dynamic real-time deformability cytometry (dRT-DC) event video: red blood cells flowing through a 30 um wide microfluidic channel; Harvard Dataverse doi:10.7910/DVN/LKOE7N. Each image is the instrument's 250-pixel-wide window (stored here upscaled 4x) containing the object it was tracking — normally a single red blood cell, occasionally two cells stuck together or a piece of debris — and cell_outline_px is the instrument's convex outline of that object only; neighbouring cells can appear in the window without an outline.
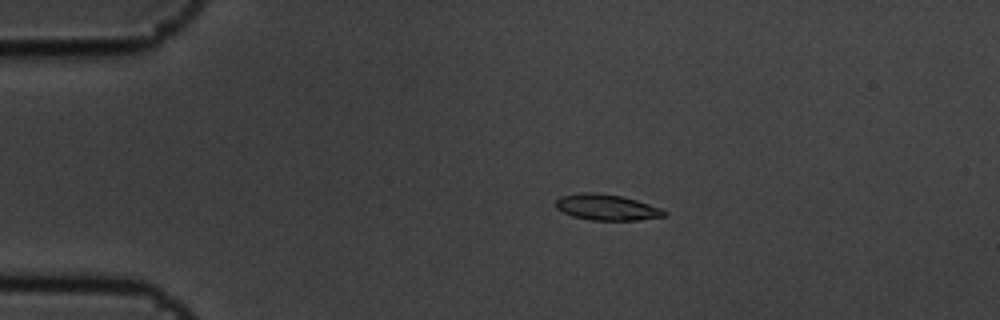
{"species": "common noctule bat (a hibernating species)", "species_latin": "Nyctalus noctula", "temperature_condition": "cold", "stored_images_in_passage": 10, "camera_frame_rate_fps": 3000, "um_per_image_px": 0.085, "animal": {"sex": "male", "body_mass_g": 19.5, "forearm_length_mm": 54.6}, "frame": {"image": 1, "passage_image": 3, "time_ms": 0.667, "image_size_px": [1000, 320], "cell_outline_px": [[668, 216], [636, 220], [592, 220], [572, 216], [556, 208], [556, 200], [560, 196], [580, 192], [596, 192], [620, 196], [636, 200], [660, 208], [668, 212]], "centroid_in_image_um": [51.57, 17.62], "position_along_channel_um": 33.4, "area_um2": 16.36}}
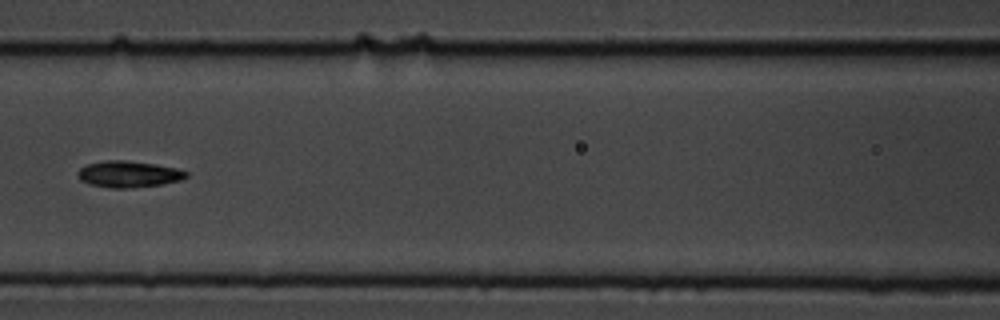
{"frame": {"image": 2, "passage_image": 7, "time_ms": 2.0, "image_size_px": [1000, 320], "cell_outline_px": [[188, 176], [180, 180], [160, 184], [128, 188], [108, 188], [88, 184], [80, 180], [76, 176], [76, 172], [80, 168], [88, 164], [104, 160], [124, 160], [156, 164], [176, 168], [188, 172]], "centroid_in_image_um": [10.88, 14.8], "position_along_channel_um": 155.7, "area_um2": 16.76}}
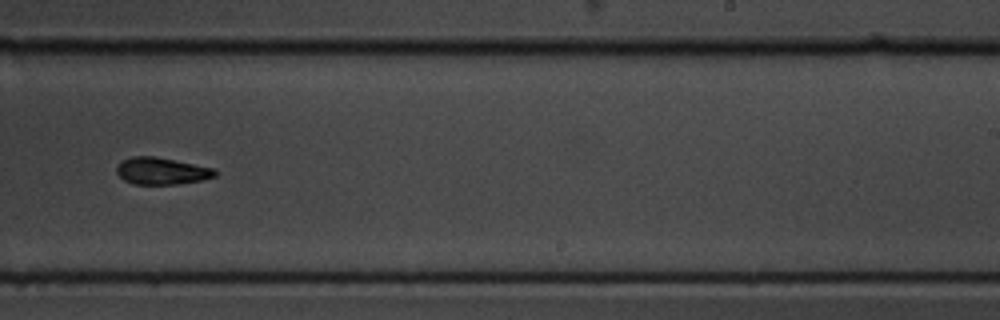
{"frame": {"image": 3, "passage_image": 10, "time_ms": 3.0, "image_size_px": [1000, 320], "cell_outline_px": [[216, 176], [200, 180], [176, 184], [132, 184], [124, 180], [116, 172], [116, 168], [124, 160], [132, 156], [156, 156], [216, 168]], "centroid_in_image_um": [13.75, 14.53], "position_along_channel_um": 275.2, "area_um2": 15.43}}